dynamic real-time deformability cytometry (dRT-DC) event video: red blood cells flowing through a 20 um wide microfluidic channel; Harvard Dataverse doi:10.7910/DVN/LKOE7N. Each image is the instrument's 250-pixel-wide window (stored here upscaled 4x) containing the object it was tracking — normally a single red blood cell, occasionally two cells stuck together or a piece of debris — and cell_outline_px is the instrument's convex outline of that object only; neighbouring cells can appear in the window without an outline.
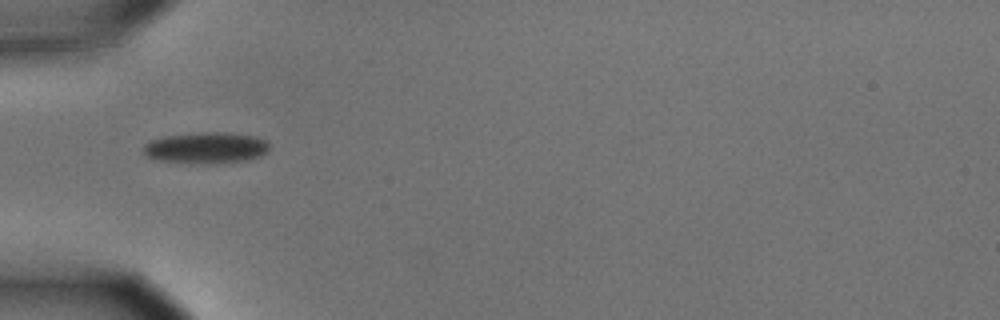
{"species": "common noctule bat (a hibernating species)", "species_latin": "Nyctalus noctula", "temperature_condition": "cold", "stored_images_in_passage": 2, "camera_frame_rate_fps": 3000, "um_per_image_px": 0.085, "animal": {"sex": "male", "body_mass_g": 15.6}, "frame": {"image": 1, "passage_image": 1, "time_ms": 0.0, "image_size_px": [1000, 320], "cell_outline_px": [[268, 148], [260, 156], [248, 160], [208, 164], [160, 160], [148, 156], [144, 152], [144, 144], [148, 140], [164, 136], [204, 132], [224, 132], [252, 136], [264, 140], [268, 144]], "centroid_in_image_um": [17.48, 12.56], "position_along_channel_um": 67.5, "area_um2": 22.6}}
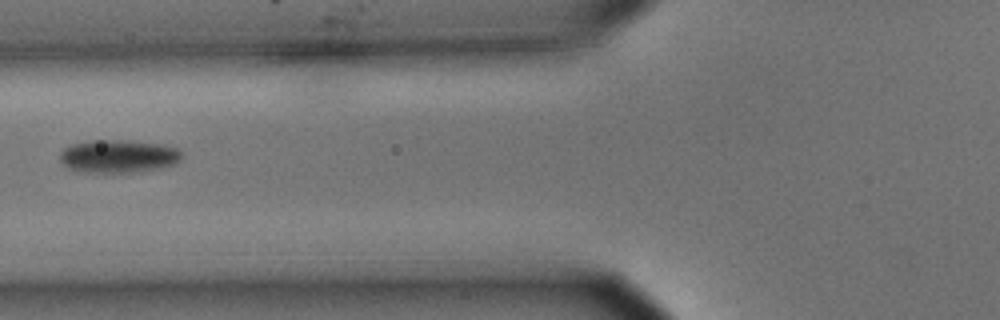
{"frame": {"image": 2, "passage_image": 2, "time_ms": 0.333, "image_size_px": [1000, 320], "cell_outline_px": [[184, 156], [180, 160], [172, 164], [156, 168], [132, 172], [76, 172], [68, 168], [60, 160], [60, 152], [64, 148], [72, 144], [92, 140], [120, 140], [164, 144], [176, 148]], "centroid_in_image_um": [10.02, 13.27], "position_along_channel_um": 115.8, "area_um2": 23.29}}